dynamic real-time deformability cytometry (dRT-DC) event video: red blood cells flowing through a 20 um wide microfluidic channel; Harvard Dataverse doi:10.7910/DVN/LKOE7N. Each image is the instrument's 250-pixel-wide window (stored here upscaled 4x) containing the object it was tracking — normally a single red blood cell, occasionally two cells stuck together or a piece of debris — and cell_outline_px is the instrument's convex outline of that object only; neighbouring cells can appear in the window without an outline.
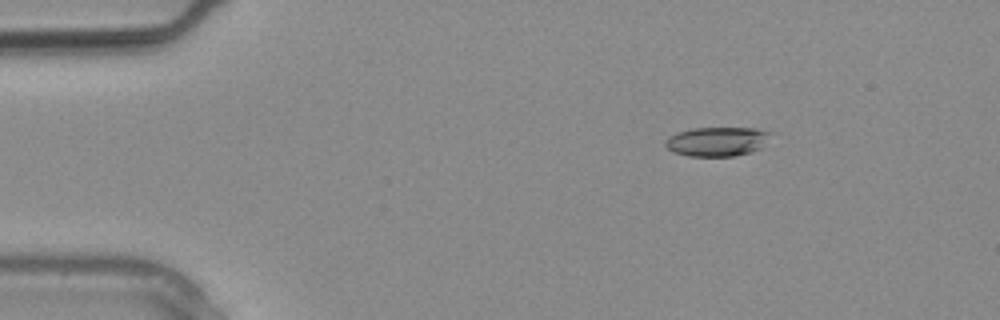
{"species": "common noctule bat (a hibernating species)", "species_latin": "Nyctalus noctula", "temperature_condition": "warm", "stored_images_in_passage": 4, "camera_frame_rate_fps": 3000, "um_per_image_px": 0.085, "animal": {"sex": "male", "body_mass_g": 20.4}, "frame": {"image": 1, "passage_image": 2, "time_ms": 0.333, "image_size_px": [1000, 320], "cell_outline_px": [[772, 132], [760, 148], [736, 156], [688, 156], [676, 152], [668, 148], [664, 144], [664, 140], [668, 136], [676, 132], [692, 128], [756, 128]], "centroid_in_image_um": [60.91, 12.01], "position_along_channel_um": 24.1, "area_um2": 17.86}}